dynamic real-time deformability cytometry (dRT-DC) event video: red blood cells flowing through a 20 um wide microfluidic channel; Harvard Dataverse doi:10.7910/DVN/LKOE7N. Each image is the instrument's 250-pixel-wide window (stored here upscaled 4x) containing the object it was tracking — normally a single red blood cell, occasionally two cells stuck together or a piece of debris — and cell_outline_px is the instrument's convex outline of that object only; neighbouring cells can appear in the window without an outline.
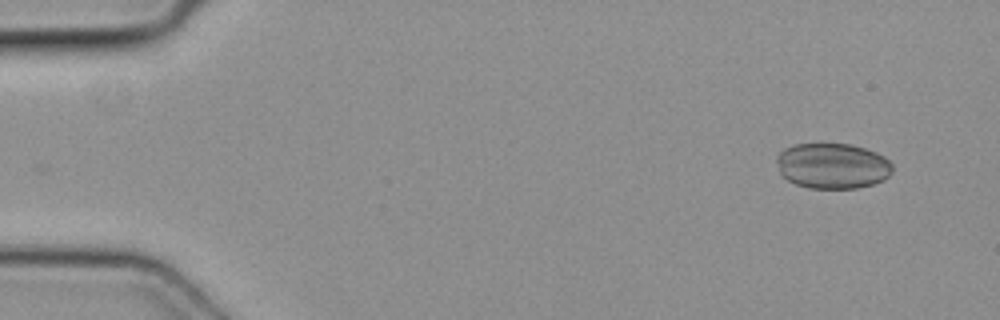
{"species": "common noctule bat (a hibernating species)", "species_latin": "Nyctalus noctula", "temperature_condition": "cold", "stored_images_in_passage": 2, "camera_frame_rate_fps": 3000, "um_per_image_px": 0.085, "animal": {"sex": "female", "body_mass_g": 19.3, "forearm_length_mm": 54.1}, "frame": {"image": 1, "passage_image": 2, "time_ms": 0.333, "image_size_px": [1000, 320], "cell_outline_px": [[892, 172], [884, 180], [872, 184], [856, 188], [808, 188], [796, 184], [788, 180], [780, 172], [776, 160], [776, 156], [784, 148], [796, 144], [852, 144], [876, 152], [884, 156], [892, 164]], "centroid_in_image_um": [70.77, 14.09], "position_along_channel_um": 14.2, "area_um2": 30.75}}